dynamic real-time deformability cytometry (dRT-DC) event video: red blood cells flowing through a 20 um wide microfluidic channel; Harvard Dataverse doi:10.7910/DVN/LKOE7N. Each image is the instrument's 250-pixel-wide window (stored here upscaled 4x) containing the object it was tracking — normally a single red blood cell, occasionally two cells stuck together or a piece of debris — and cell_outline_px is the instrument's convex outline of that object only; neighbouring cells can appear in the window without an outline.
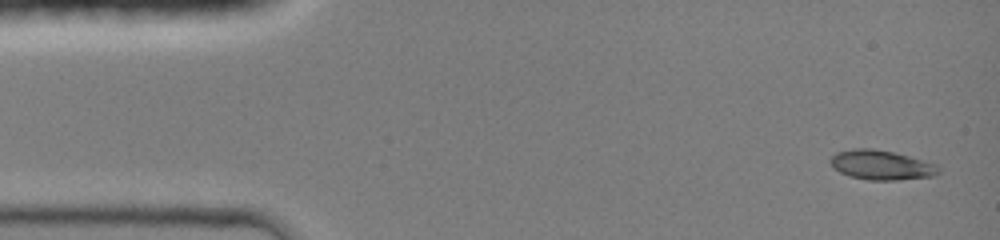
{"species": "common noctule bat (a hibernating species)", "species_latin": "Nyctalus noctula", "temperature_condition": "room temperature", "stored_images_in_passage": 8, "camera_frame_rate_fps": 3000, "um_per_image_px": 0.085, "animal": {"sex": "female", "body_mass_g": 19.0, "forearm_length_mm": 51.5}, "frame": {"image": 1, "passage_image": 1, "time_ms": 0.0, "image_size_px": [1000, 240], "cell_outline_px": [[940, 172], [936, 176], [896, 180], [868, 180], [848, 176], [832, 168], [828, 160], [836, 152], [852, 148], [872, 148], [892, 152], [908, 156], [936, 164], [940, 168]], "centroid_in_image_um": [74.88, 14.03], "position_along_channel_um": 10.1, "area_um2": 18.84}}
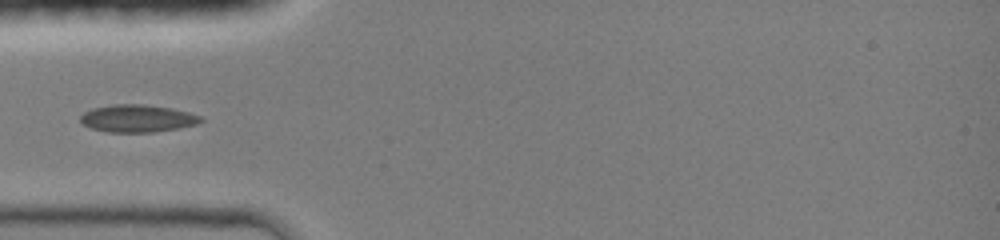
{"frame": {"image": 2, "passage_image": 5, "time_ms": 4.0, "image_size_px": [1000, 240], "cell_outline_px": [[204, 120], [196, 124], [176, 128], [152, 132], [108, 132], [92, 128], [84, 124], [80, 120], [80, 116], [84, 112], [92, 108], [112, 104], [144, 104], [172, 108], [188, 112], [200, 116]], "centroid_in_image_um": [11.66, 10.05], "position_along_channel_um": 73.3, "area_um2": 19.13}}
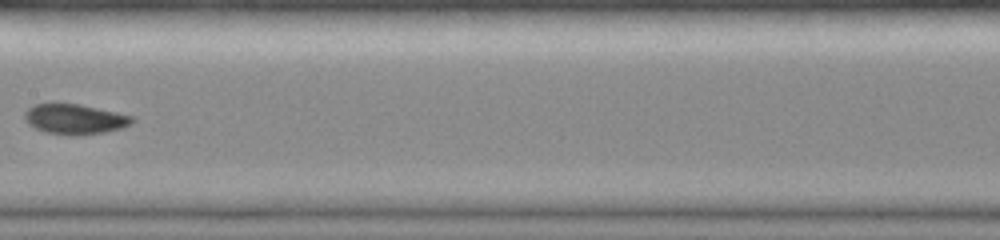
{"frame": {"image": 3, "passage_image": 8, "time_ms": 7.0, "image_size_px": [1000, 240], "cell_outline_px": [[136, 120], [132, 124], [124, 128], [104, 132], [76, 136], [68, 136], [48, 132], [36, 128], [28, 124], [24, 120], [24, 112], [28, 108], [36, 104], [56, 100], [80, 104], [116, 112], [132, 116]], "centroid_in_image_um": [6.34, 10.09], "position_along_channel_um": 201.1, "area_um2": 19.59}}